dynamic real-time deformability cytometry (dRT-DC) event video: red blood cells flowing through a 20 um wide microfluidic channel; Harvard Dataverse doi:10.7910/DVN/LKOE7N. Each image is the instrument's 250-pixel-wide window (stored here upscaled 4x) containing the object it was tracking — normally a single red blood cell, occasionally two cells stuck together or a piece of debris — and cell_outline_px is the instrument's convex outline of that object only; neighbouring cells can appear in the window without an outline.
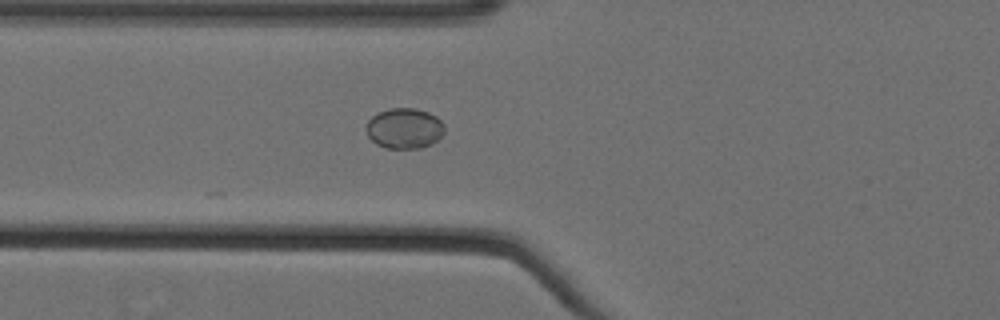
{"species": "Egyptian fruit bat (a non-hibernating species)", "species_latin": "Rousettus aegyptiacus", "temperature_condition": "cold", "stored_images_in_passage": 33, "camera_frame_rate_fps": 3000, "um_per_image_px": 0.085, "animal": {"sex": "female"}, "frame": {"image": 1, "passage_image": 3, "time_ms": 0.667, "image_size_px": [1000, 320], "cell_outline_px": [[444, 132], [432, 144], [420, 148], [388, 148], [376, 144], [368, 136], [368, 120], [376, 112], [388, 108], [416, 108], [428, 112], [436, 116], [444, 124]], "centroid_in_image_um": [34.38, 10.89], "position_along_channel_um": 91.4, "area_um2": 18.44}}
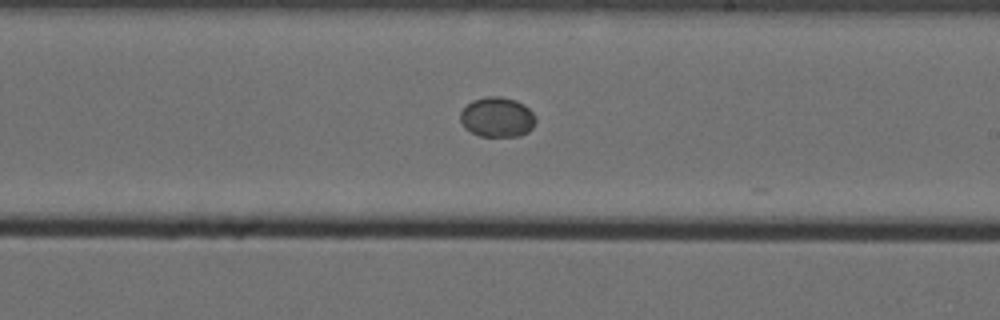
{"frame": {"image": 2, "passage_image": 16, "time_ms": 5.0, "image_size_px": [1000, 320], "cell_outline_px": [[536, 120], [532, 128], [528, 132], [520, 136], [480, 136], [464, 128], [460, 120], [460, 112], [472, 100], [484, 96], [500, 96], [516, 100], [524, 104], [532, 112]], "centroid_in_image_um": [42.25, 9.95], "position_along_channel_um": 246.7, "area_um2": 17.63}}
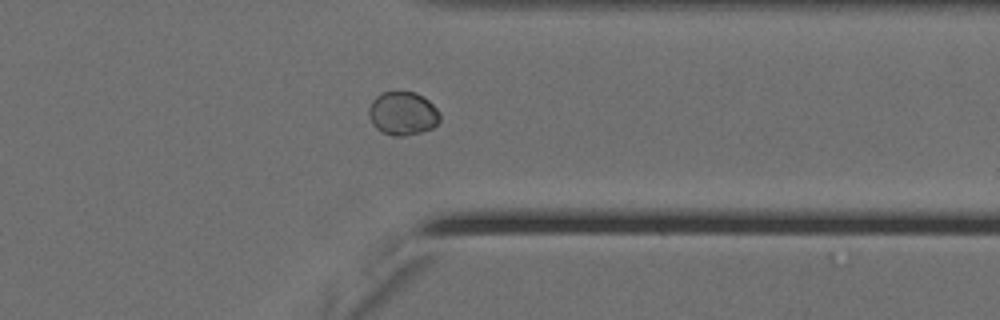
{"frame": {"image": 3, "passage_image": 27, "time_ms": 8.667, "image_size_px": [1000, 320], "cell_outline_px": [[440, 120], [432, 128], [420, 132], [404, 136], [392, 136], [376, 128], [372, 124], [368, 116], [368, 108], [372, 100], [380, 92], [416, 92], [424, 96], [440, 112]], "centroid_in_image_um": [34.22, 9.63], "position_along_channel_um": 377.2, "area_um2": 18.15}}